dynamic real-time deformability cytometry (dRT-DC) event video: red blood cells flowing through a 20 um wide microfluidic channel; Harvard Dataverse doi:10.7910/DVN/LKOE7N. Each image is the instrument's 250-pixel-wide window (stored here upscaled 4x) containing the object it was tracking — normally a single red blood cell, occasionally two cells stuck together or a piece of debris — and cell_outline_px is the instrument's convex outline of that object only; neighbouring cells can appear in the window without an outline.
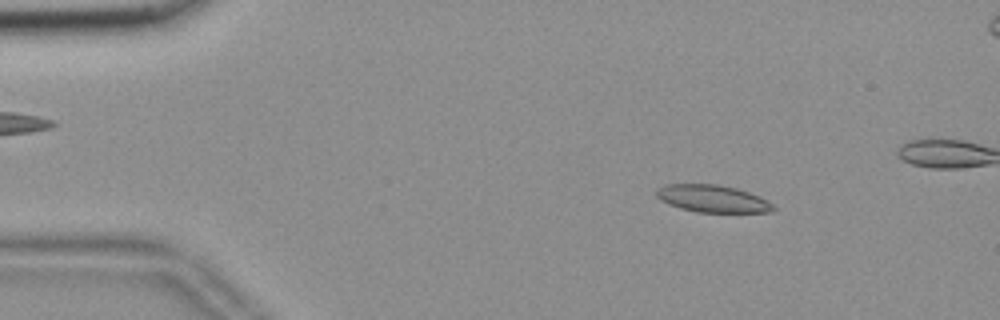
{"species": "common noctule bat (a hibernating species)", "species_latin": "Nyctalus noctula", "temperature_condition": "room temperature", "stored_images_in_passage": 56, "camera_frame_rate_fps": 3000, "um_per_image_px": 0.085, "animal": {"sex": "female", "body_mass_g": 18.4}, "frame": {"image": 1, "passage_image": 8, "time_ms": 2.333, "image_size_px": [1000, 320], "cell_outline_px": [[776, 208], [772, 212], [696, 212], [680, 208], [668, 204], [660, 200], [656, 196], [656, 188], [664, 184], [716, 184], [736, 188], [760, 196], [768, 200]], "centroid_in_image_um": [60.55, 16.88], "position_along_channel_um": 24.5, "area_um2": 18.73}}
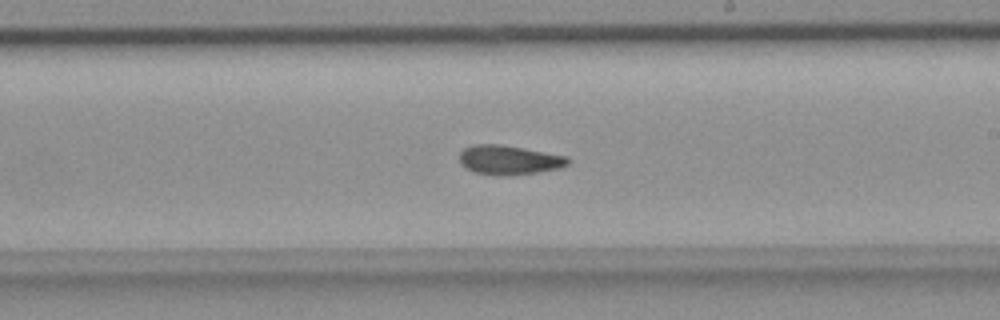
{"frame": {"image": 2, "passage_image": 32, "time_ms": 10.333, "image_size_px": [1000, 320], "cell_outline_px": [[572, 160], [568, 164], [560, 168], [536, 172], [504, 176], [500, 176], [476, 172], [464, 168], [460, 164], [460, 152], [464, 148], [476, 144], [500, 144], [524, 148], [568, 156]], "centroid_in_image_um": [43.28, 13.59], "position_along_channel_um": 245.7, "area_um2": 18.61}}
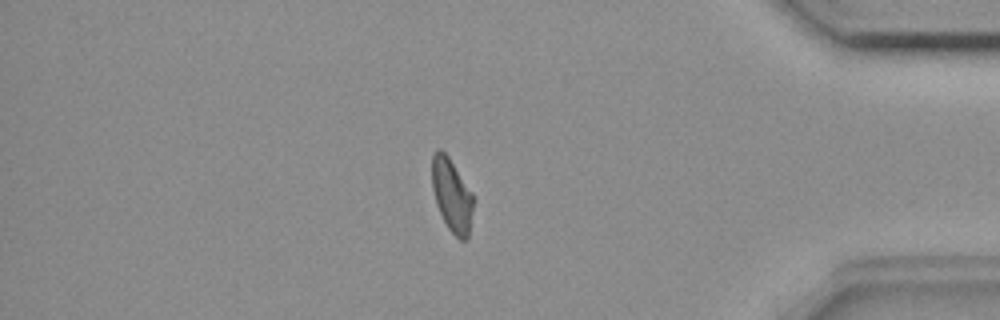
{"frame": {"image": 3, "passage_image": 47, "time_ms": 15.333, "image_size_px": [1000, 320], "cell_outline_px": [[472, 208], [468, 236], [464, 240], [460, 240], [448, 228], [436, 204], [432, 188], [432, 156], [436, 148], [440, 148], [448, 156], [472, 192]], "centroid_in_image_um": [38.37, 16.55], "position_along_channel_um": 396.8, "area_um2": 17.28}, "authors_computed_cell_mechanics": {"area_um2": 18.496, "velocity_mm_per_s": 3.6643, "shape_relaxation_time_tau1_ms": null, "shape_relaxation_time_tau2_ms": 5.2866, "deformation_change_tau1": null, "deformation_change_tau2": 0.1052}}